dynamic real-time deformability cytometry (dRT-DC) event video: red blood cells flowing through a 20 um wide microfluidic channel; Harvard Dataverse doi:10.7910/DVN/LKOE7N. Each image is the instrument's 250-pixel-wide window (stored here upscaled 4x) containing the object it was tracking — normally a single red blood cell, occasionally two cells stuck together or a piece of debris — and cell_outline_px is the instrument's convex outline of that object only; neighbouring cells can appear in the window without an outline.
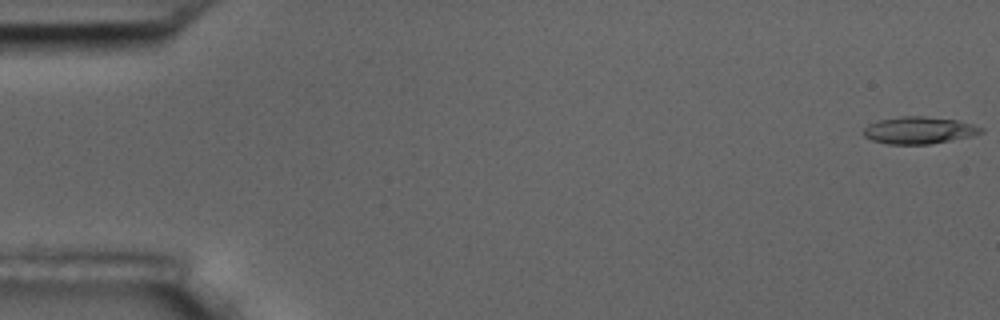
{"species": "common noctule bat (a hibernating species)", "species_latin": "Nyctalus noctula", "temperature_condition": "room temperature", "stored_images_in_passage": 5, "camera_frame_rate_fps": 3000, "um_per_image_px": 0.085, "animal": {"sex": "male", "body_mass_g": 17.5, "forearm_length_mm": 52.3}, "frame": {"image": 1, "passage_image": 1, "time_ms": 0.0, "image_size_px": [1000, 320], "cell_outline_px": [[984, 132], [972, 136], [928, 144], [888, 144], [872, 140], [864, 136], [860, 132], [868, 124], [880, 120], [900, 116], [924, 116], [956, 120], [972, 124], [984, 128]], "centroid_in_image_um": [78.09, 11.07], "position_along_channel_um": 6.9, "area_um2": 18.55}}
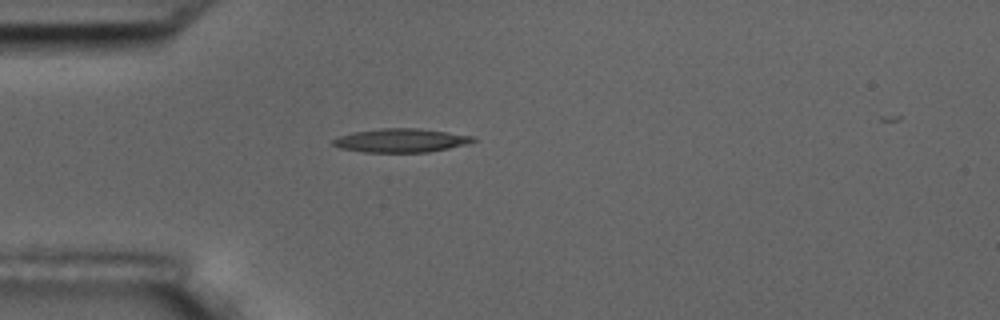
{"frame": {"image": 2, "passage_image": 5, "time_ms": 5.0, "image_size_px": [1000, 320], "cell_outline_px": [[476, 140], [468, 144], [428, 152], [364, 152], [340, 148], [332, 144], [332, 140], [340, 136], [352, 132], [384, 128], [420, 128], [476, 136]], "centroid_in_image_um": [34.11, 11.93], "position_along_channel_um": 50.9, "area_um2": 19.36}}